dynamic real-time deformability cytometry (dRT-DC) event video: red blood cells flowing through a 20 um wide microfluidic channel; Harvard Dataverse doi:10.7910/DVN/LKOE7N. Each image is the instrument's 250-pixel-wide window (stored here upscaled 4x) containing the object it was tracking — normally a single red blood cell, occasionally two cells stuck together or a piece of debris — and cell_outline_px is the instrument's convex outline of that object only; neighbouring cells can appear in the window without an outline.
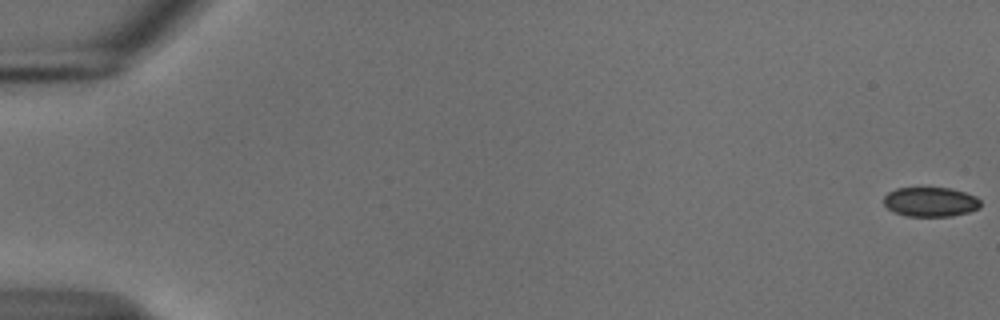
{"species": "common noctule bat (a hibernating species)", "species_latin": "Nyctalus noctula", "temperature_condition": "cold", "stored_images_in_passage": 15, "camera_frame_rate_fps": 3000, "um_per_image_px": 0.085, "animal": {"sex": "male", "body_mass_g": 18.8}, "frame": {"image": 1, "passage_image": 1, "time_ms": 0.0, "image_size_px": [1000, 320], "cell_outline_px": [[980, 208], [968, 212], [952, 216], [904, 216], [892, 212], [884, 204], [884, 196], [888, 192], [896, 188], [948, 188], [964, 192], [976, 196], [980, 200]], "centroid_in_image_um": [79.07, 17.17], "position_along_channel_um": 5.9, "area_um2": 16.7}}
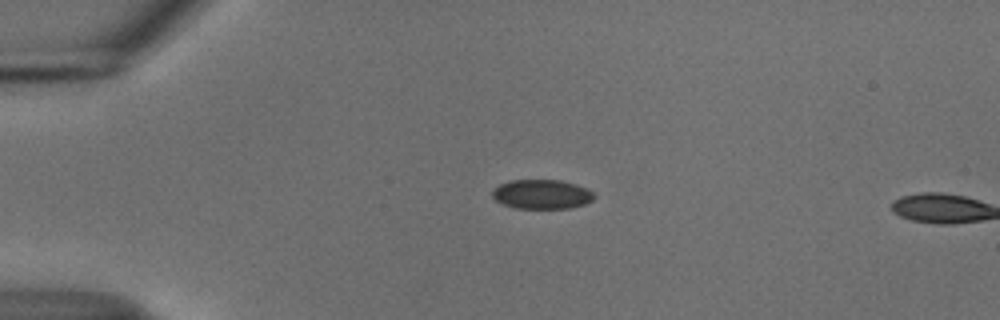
{"frame": {"image": 2, "passage_image": 14, "time_ms": 4.333, "image_size_px": [1000, 320], "cell_outline_px": [[596, 196], [592, 200], [584, 204], [572, 208], [516, 208], [504, 204], [496, 200], [492, 196], [492, 192], [500, 184], [512, 180], [560, 180], [576, 184], [588, 188]], "centroid_in_image_um": [46.09, 16.51], "position_along_channel_um": 38.9, "area_um2": 17.34}}